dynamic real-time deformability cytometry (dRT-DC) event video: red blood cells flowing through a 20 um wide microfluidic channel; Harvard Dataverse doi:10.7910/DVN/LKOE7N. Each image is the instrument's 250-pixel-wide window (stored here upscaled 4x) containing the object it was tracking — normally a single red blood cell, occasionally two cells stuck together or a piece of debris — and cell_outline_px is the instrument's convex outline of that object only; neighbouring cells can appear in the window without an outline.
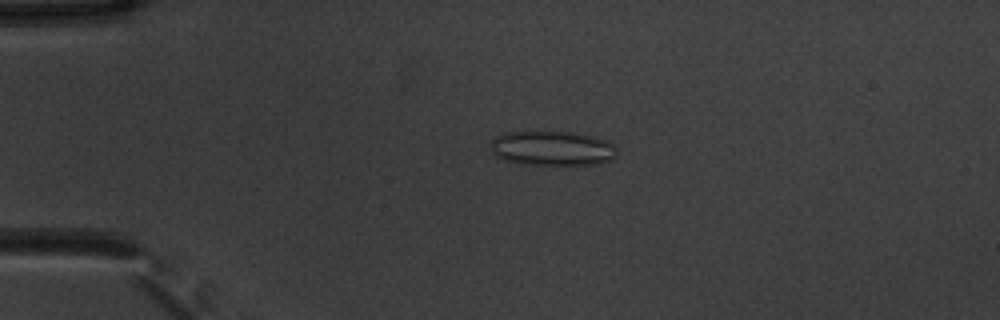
{"species": "common noctule bat (a hibernating species)", "species_latin": "Nyctalus noctula", "temperature_condition": "warm", "stored_images_in_passage": 53, "camera_frame_rate_fps": 3000, "um_per_image_px": 0.085, "animal": {"sex": "male", "body_mass_g": 20.1, "forearm_length_mm": 53.5}, "frame": {"image": 1, "passage_image": 12, "time_ms": 3.667, "image_size_px": [1000, 320], "cell_outline_px": [[616, 148], [612, 160], [596, 164], [524, 164], [504, 160], [496, 156], [492, 152], [492, 140], [496, 136], [504, 132], [572, 132], [596, 136], [612, 144]], "centroid_in_image_um": [46.93, 12.6], "position_along_channel_um": 38.1, "area_um2": 25.26}}
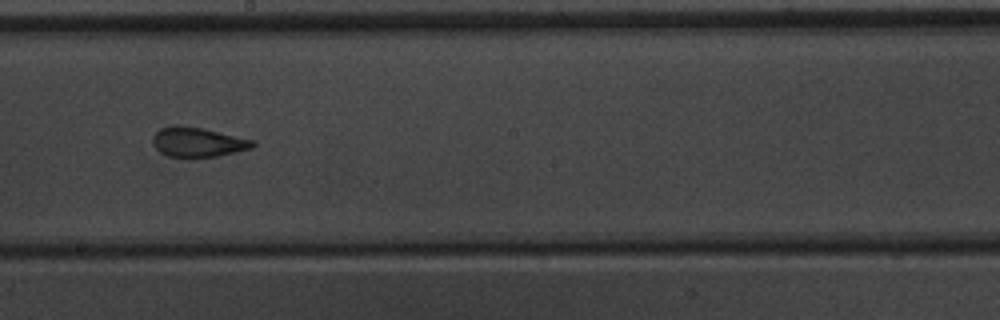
{"frame": {"image": 2, "passage_image": 30, "time_ms": 9.667, "image_size_px": [1000, 320], "cell_outline_px": [[256, 144], [252, 148], [236, 152], [216, 156], [168, 156], [160, 152], [152, 144], [152, 140], [156, 132], [160, 128], [176, 124], [204, 128], [252, 140]], "centroid_in_image_um": [16.79, 12.06], "position_along_channel_um": 231.4, "area_um2": 17.05}}
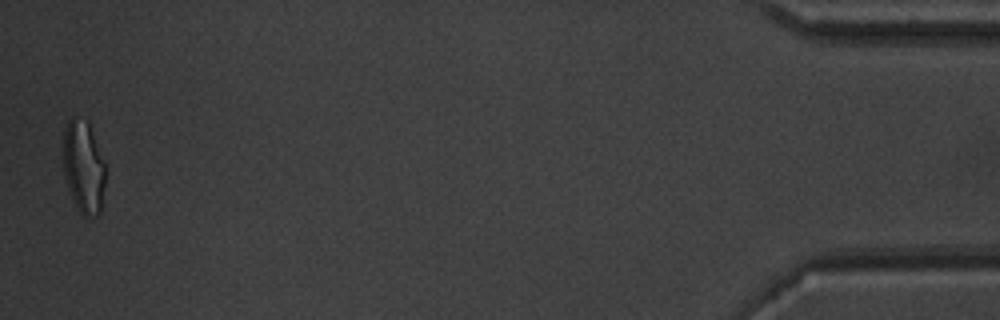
{"frame": {"image": 3, "passage_image": 52, "time_ms": 17.0, "image_size_px": [1000, 320], "cell_outline_px": [[104, 184], [100, 212], [96, 216], [84, 216], [80, 212], [72, 200], [64, 176], [64, 128], [68, 120], [72, 116], [88, 120], [104, 160]], "centroid_in_image_um": [7.09, 14.16], "position_along_channel_um": 428.1, "area_um2": 22.77}, "authors_computed_cell_mechanics": {"area_um2": 19.0162, "velocity_mm_per_s": 3.8515, "shape_relaxation_time_tau1_ms": 11.3397, "shape_relaxation_time_tau2_ms": 1.5934, "deformation_change_tau1": 0.2378, "deformation_change_tau2": 0.1091}}